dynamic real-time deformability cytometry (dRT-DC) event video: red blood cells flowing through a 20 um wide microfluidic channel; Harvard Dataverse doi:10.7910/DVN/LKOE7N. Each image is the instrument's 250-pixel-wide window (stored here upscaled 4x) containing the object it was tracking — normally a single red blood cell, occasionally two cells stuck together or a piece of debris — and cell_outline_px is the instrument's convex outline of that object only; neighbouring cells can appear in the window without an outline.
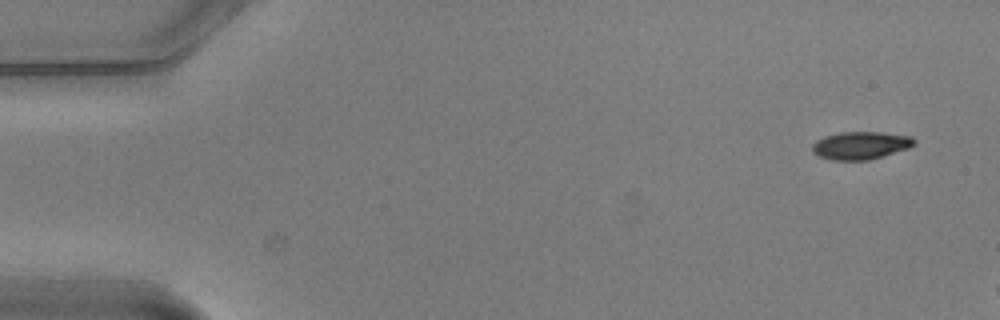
{"species": "common noctule bat (a hibernating species)", "species_latin": "Nyctalus noctula", "temperature_condition": "warm", "stored_images_in_passage": 2, "camera_frame_rate_fps": 3000, "um_per_image_px": 0.085, "animal": {"sex": "male", "body_mass_g": 20.5, "forearm_length_mm": 52.5}, "frame": {"image": 1, "passage_image": 1, "time_ms": 0.0, "image_size_px": [1000, 320], "cell_outline_px": [[916, 144], [908, 148], [868, 160], [832, 160], [816, 156], [812, 152], [812, 144], [816, 140], [824, 136], [840, 132], [880, 132], [912, 136], [916, 140]], "centroid_in_image_um": [73.12, 12.35], "position_along_channel_um": 11.9, "area_um2": 16.59}}